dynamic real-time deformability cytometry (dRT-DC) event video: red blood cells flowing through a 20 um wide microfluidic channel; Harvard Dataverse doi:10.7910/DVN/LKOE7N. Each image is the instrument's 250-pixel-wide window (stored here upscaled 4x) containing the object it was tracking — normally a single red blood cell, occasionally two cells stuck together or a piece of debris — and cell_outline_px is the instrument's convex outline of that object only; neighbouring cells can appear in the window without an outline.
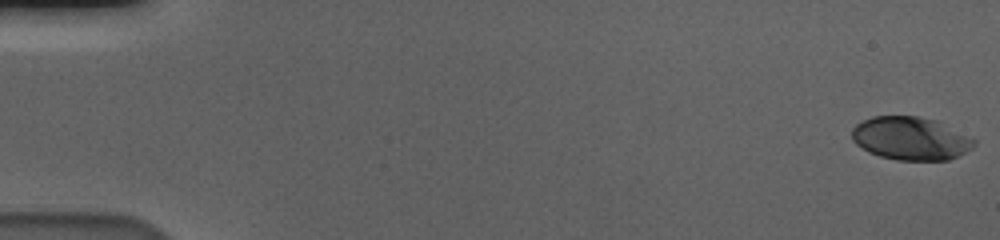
{"species": "human", "species_latin": "Homo sapiens", "temperature_condition": "cold", "stored_images_in_passage": 50, "camera_frame_rate_fps": 3000, "um_per_image_px": 0.085, "donor": {"sex": "male"}, "frame": {"image": 1, "passage_image": 1, "time_ms": 0.0, "image_size_px": [1000, 240], "cell_outline_px": [[976, 144], [972, 148], [948, 160], [896, 160], [880, 156], [868, 152], [856, 144], [852, 140], [852, 128], [856, 124], [872, 116], [920, 116], [940, 120], [976, 140]], "centroid_in_image_um": [77.41, 11.75], "position_along_channel_um": 7.6, "area_um2": 30.98}}
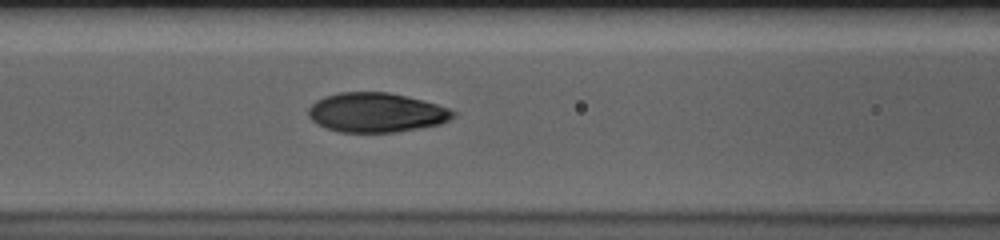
{"frame": {"image": 2, "passage_image": 26, "time_ms": 8.333, "image_size_px": [1000, 240], "cell_outline_px": [[456, 116], [440, 124], [420, 128], [396, 132], [340, 132], [316, 124], [308, 116], [308, 108], [316, 100], [324, 96], [340, 92], [388, 92], [436, 104], [448, 108], [456, 112]], "centroid_in_image_um": [31.96, 9.57], "position_along_channel_um": 134.6, "area_um2": 33.18}}
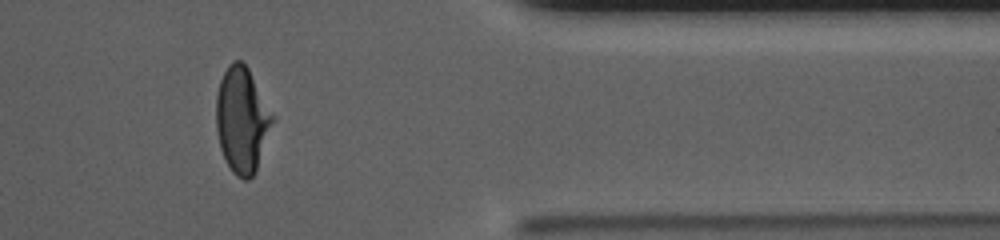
{"frame": {"image": 3, "passage_image": 49, "time_ms": 16.0, "image_size_px": [1000, 240], "cell_outline_px": [[276, 120], [256, 172], [248, 180], [244, 180], [236, 176], [232, 172], [220, 148], [216, 128], [216, 96], [220, 80], [228, 64], [232, 60], [240, 60], [248, 68], [276, 116]], "centroid_in_image_um": [20.61, 10.2], "position_along_channel_um": 390.8, "area_um2": 35.37}, "authors_computed_cell_mechanics": {"area_um2": 33.3506, "velocity_mm_per_s": 3.5725, "shape_relaxation_time_tau1_ms": 4.6171, "shape_relaxation_time_tau2_ms": null, "deformation_change_tau1": 0.1929, "deformation_change_tau2": null}}